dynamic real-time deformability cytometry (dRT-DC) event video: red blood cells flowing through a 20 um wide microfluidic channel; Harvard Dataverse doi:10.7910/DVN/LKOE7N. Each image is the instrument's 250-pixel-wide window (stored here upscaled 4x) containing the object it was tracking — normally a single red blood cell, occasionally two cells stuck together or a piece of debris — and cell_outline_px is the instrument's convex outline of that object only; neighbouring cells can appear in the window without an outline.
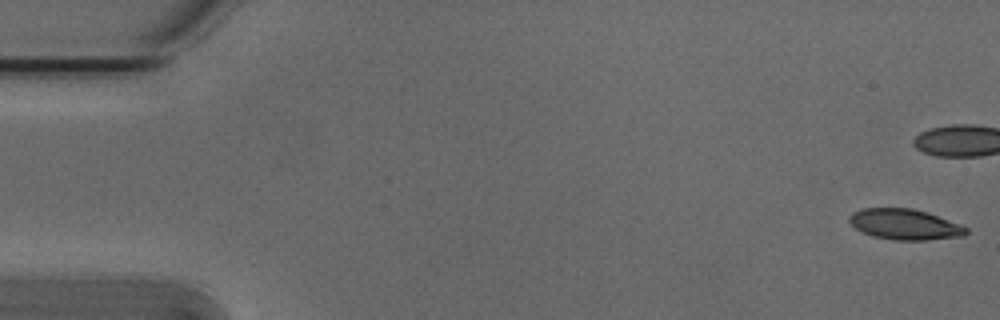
{"species": "Egyptian fruit bat (a non-hibernating species)", "species_latin": "Rousettus aegyptiacus", "temperature_condition": "cold", "stored_images_in_passage": 42, "camera_frame_rate_fps": 3000, "um_per_image_px": 0.085, "animal": {"sex": "male"}, "frame": {"image": 1, "passage_image": 1, "time_ms": 0.0, "image_size_px": [1000, 320], "cell_outline_px": [[968, 232], [964, 236], [924, 240], [896, 240], [872, 236], [856, 228], [848, 220], [848, 216], [852, 212], [864, 208], [912, 208], [928, 212], [960, 224], [968, 228]], "centroid_in_image_um": [76.92, 19.06], "position_along_channel_um": 8.1, "area_um2": 20.87}}
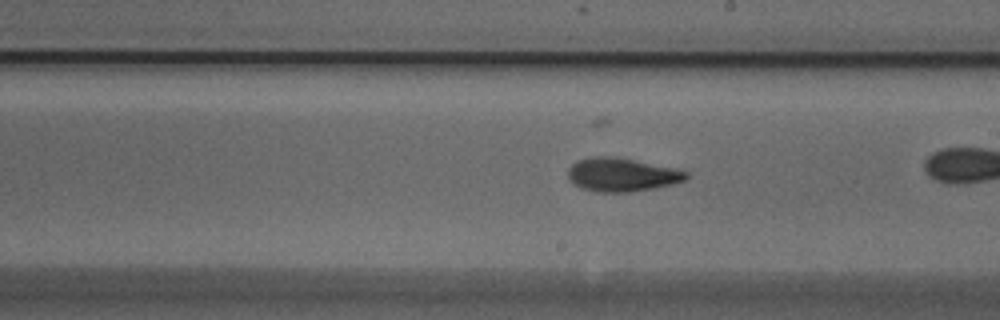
{"frame": {"image": 2, "passage_image": 30, "time_ms": 9.667, "image_size_px": [1000, 320], "cell_outline_px": [[688, 176], [684, 180], [672, 184], [652, 188], [628, 192], [596, 192], [580, 188], [572, 184], [568, 176], [568, 168], [576, 160], [592, 156], [616, 156], [676, 168], [688, 172]], "centroid_in_image_um": [52.81, 14.84], "position_along_channel_um": 236.2, "area_um2": 23.29}}